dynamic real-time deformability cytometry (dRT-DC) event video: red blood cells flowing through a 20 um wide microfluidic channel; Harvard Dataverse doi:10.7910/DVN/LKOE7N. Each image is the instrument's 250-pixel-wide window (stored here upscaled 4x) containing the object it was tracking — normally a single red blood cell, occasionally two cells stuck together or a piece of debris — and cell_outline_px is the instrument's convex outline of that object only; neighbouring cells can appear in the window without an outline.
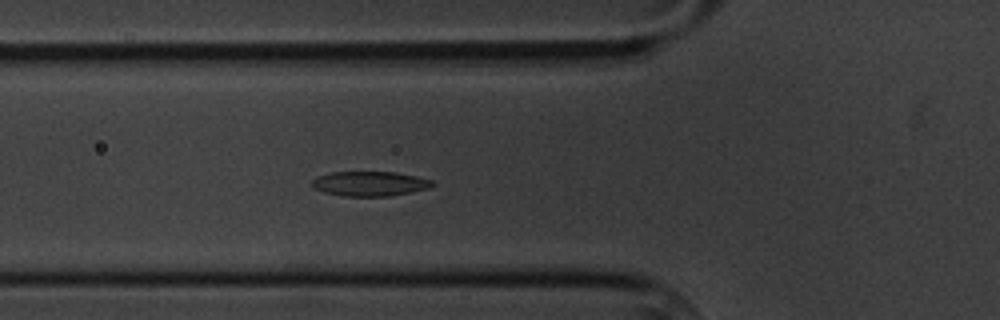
{"species": "common noctule bat (a hibernating species)", "species_latin": "Nyctalus noctula", "temperature_condition": "cold", "stored_images_in_passage": 6, "camera_frame_rate_fps": 3000, "um_per_image_px": 0.085, "animal": {"sex": "male", "body_mass_g": 20.1, "forearm_length_mm": 53.5}, "frame": {"image": 1, "passage_image": 6, "time_ms": 6.333, "image_size_px": [1000, 320], "cell_outline_px": [[436, 184], [428, 188], [412, 192], [388, 196], [344, 196], [324, 192], [312, 188], [312, 180], [316, 176], [332, 172], [396, 172], [416, 176], [432, 180]], "centroid_in_image_um": [31.42, 15.61], "position_along_channel_um": 94.4, "area_um2": 17.4}}